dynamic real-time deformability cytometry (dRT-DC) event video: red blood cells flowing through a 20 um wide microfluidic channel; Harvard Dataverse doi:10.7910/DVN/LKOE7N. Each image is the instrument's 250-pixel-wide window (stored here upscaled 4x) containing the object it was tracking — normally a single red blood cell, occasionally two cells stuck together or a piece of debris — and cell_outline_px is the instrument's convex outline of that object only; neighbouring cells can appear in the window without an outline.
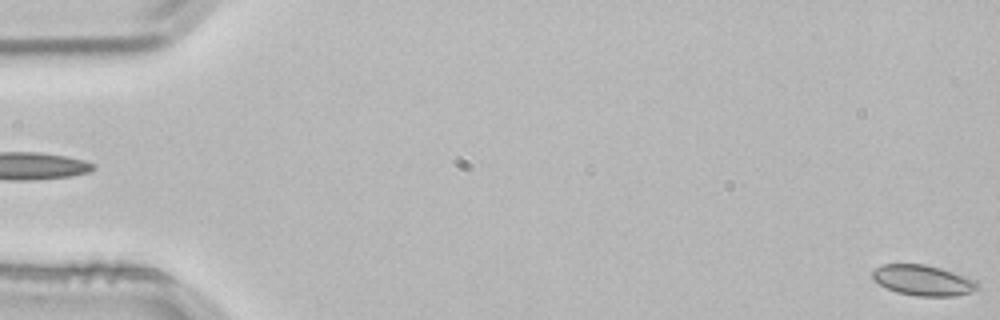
{"species": "common noctule bat (a hibernating species)", "species_latin": "Nyctalus noctula", "temperature_condition": "room temperature", "stored_images_in_passage": 4, "segment_of_instrument_passage": [2, 2], "camera_frame_rate_fps": 3000, "um_per_image_px": 0.085, "animal": {"sex": "male", "body_mass_g": 21.5, "forearm_length_mm": 52.0}, "frame": {"image": 1, "passage_image": 4, "time_ms": 1.0, "image_size_px": [1000, 320], "cell_outline_px": [[980, 288], [956, 296], [916, 296], [896, 292], [872, 280], [872, 272], [876, 268], [884, 264], [924, 264], [940, 268], [976, 280]], "centroid_in_image_um": [78.44, 23.83], "position_along_channel_um": 6.6, "area_um2": 18.55}}